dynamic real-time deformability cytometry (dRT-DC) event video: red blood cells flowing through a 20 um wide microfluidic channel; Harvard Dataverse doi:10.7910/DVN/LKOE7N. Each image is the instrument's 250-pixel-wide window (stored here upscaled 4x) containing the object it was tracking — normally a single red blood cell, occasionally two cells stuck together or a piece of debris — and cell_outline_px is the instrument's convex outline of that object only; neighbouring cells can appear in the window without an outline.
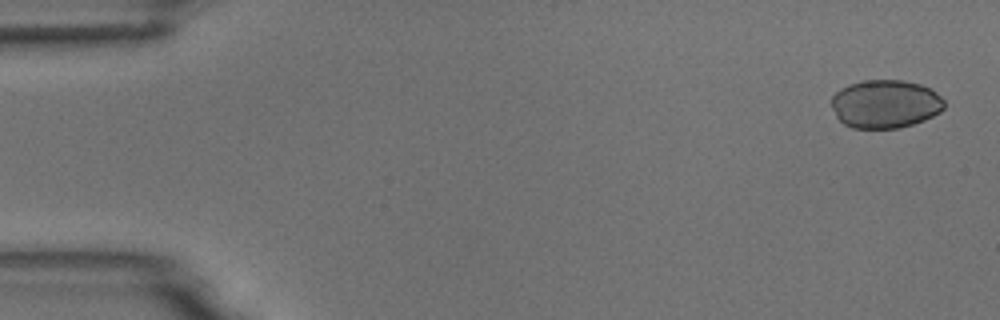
{"species": "common noctule bat (a hibernating species)", "species_latin": "Nyctalus noctula", "temperature_condition": "room temperature", "stored_images_in_passage": 5, "camera_frame_rate_fps": 3000, "um_per_image_px": 0.085, "animal": {"sex": "male", "body_mass_g": 18.8}, "frame": {"image": 1, "passage_image": 1, "time_ms": 0.0, "image_size_px": [1000, 320], "cell_outline_px": [[944, 108], [940, 112], [924, 120], [900, 128], [852, 128], [844, 124], [836, 116], [832, 108], [832, 96], [840, 88], [848, 84], [864, 80], [904, 80], [920, 84], [932, 88], [944, 100]], "centroid_in_image_um": [75.25, 8.83], "position_along_channel_um": 9.7, "area_um2": 31.96}}